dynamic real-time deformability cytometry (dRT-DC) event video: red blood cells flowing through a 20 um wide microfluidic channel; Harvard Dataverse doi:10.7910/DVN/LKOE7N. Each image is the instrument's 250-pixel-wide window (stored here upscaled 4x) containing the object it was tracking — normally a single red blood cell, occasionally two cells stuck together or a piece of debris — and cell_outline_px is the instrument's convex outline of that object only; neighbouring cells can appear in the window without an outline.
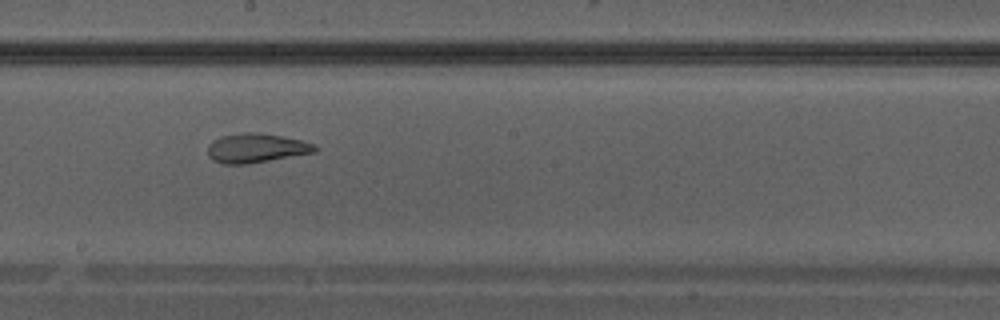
{"species": "Egyptian fruit bat (a non-hibernating species)", "species_latin": "Rousettus aegyptiacus", "temperature_condition": "warm", "stored_images_in_passage": 30, "camera_frame_rate_fps": 3000, "um_per_image_px": 0.085, "animal": {"sex": "male"}, "frame": {"image": 1, "passage_image": 13, "time_ms": 4.0, "image_size_px": [1000, 320], "cell_outline_px": [[316, 152], [248, 164], [224, 164], [212, 160], [208, 156], [208, 144], [212, 140], [220, 136], [240, 132], [260, 132], [300, 140], [312, 144], [316, 148]], "centroid_in_image_um": [21.7, 12.58], "position_along_channel_um": 226.5, "area_um2": 18.32}}